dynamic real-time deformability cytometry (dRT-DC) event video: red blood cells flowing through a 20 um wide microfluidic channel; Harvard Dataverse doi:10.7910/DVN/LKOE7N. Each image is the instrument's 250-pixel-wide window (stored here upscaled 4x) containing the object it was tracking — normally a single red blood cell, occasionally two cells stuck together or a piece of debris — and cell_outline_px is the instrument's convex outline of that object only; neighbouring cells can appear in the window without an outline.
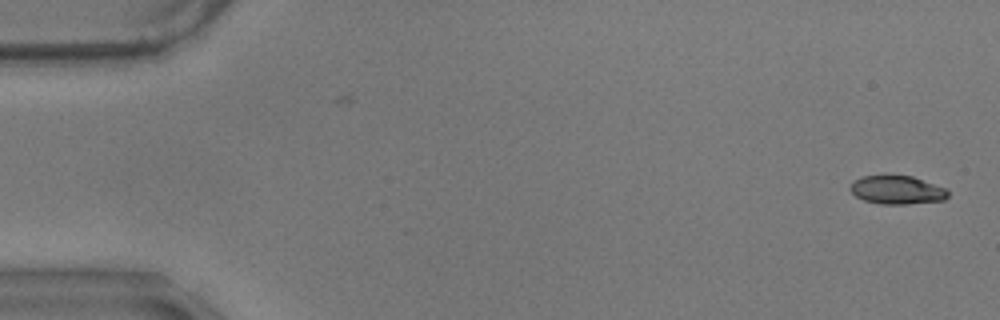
{"species": "common noctule bat (a hibernating species)", "species_latin": "Nyctalus noctula", "temperature_condition": "warm", "stored_images_in_passage": 57, "camera_frame_rate_fps": 3000, "um_per_image_px": 0.085, "animal": {"sex": "male", "body_mass_g": 17.9}, "frame": {"image": 1, "passage_image": 1, "time_ms": 0.0, "image_size_px": [1000, 320], "cell_outline_px": [[948, 196], [944, 200], [908, 204], [880, 204], [864, 200], [856, 196], [848, 188], [856, 180], [864, 176], [884, 172], [912, 176], [944, 188], [948, 192]], "centroid_in_image_um": [76.21, 16.11], "position_along_channel_um": 8.8, "area_um2": 16.59}}
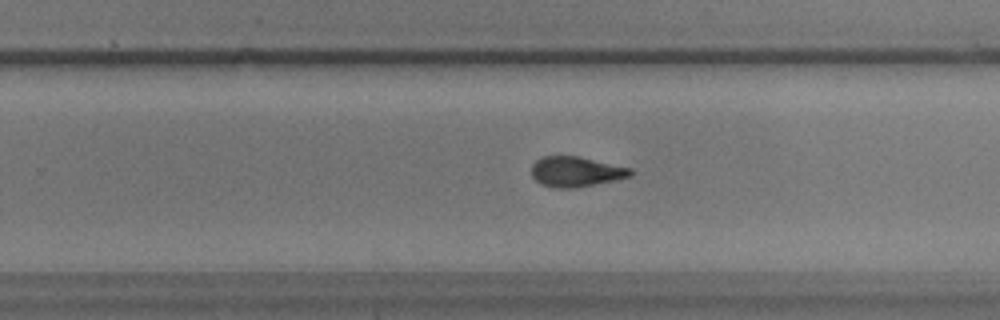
{"frame": {"image": 2, "passage_image": 36, "time_ms": 11.667, "image_size_px": [1000, 320], "cell_outline_px": [[632, 176], [572, 188], [556, 188], [540, 184], [532, 176], [532, 164], [536, 160], [544, 156], [580, 156], [632, 168]], "centroid_in_image_um": [48.94, 14.58], "position_along_channel_um": 280.9, "area_um2": 17.28}}
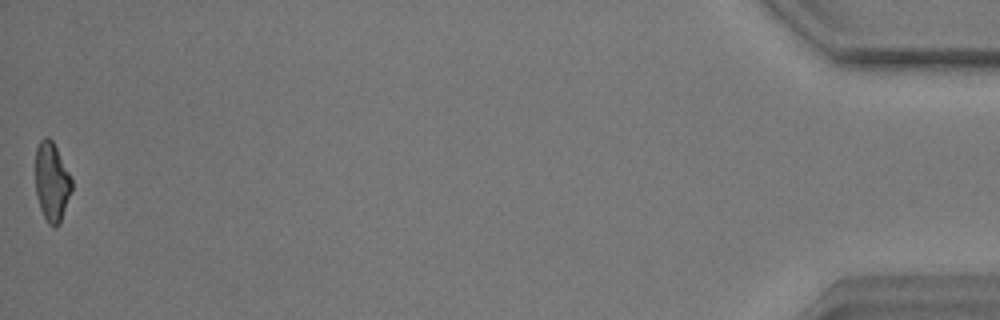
{"frame": {"image": 3, "passage_image": 57, "time_ms": 18.667, "image_size_px": [1000, 320], "cell_outline_px": [[72, 188], [60, 224], [56, 228], [48, 224], [40, 208], [36, 192], [36, 148], [40, 140], [44, 136], [48, 136], [52, 140], [72, 176]], "centroid_in_image_um": [4.41, 15.45], "position_along_channel_um": 430.8, "area_um2": 16.82}, "authors_computed_cell_mechanics": {"area_um2": 17.5712, "velocity_mm_per_s": 3.5002, "shape_relaxation_time_tau1_ms": 5.9301, "shape_relaxation_time_tau2_ms": 2.9774, "deformation_change_tau1": 0.1835, "deformation_change_tau2": 0.1053}}